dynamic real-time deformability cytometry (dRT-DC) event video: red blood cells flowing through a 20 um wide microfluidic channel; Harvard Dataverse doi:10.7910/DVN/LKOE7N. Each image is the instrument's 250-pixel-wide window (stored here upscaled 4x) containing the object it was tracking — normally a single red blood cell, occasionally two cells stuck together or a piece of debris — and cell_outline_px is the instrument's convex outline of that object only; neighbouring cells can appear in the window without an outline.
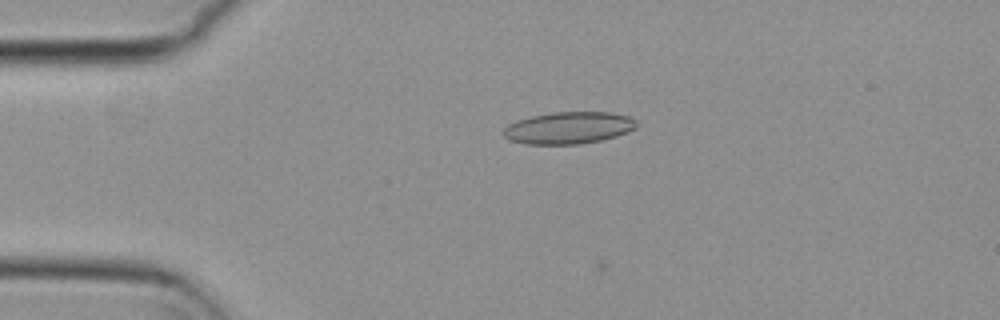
{"species": "common noctule bat (a hibernating species)", "species_latin": "Nyctalus noctula", "temperature_condition": "cold", "stored_images_in_passage": 6, "camera_frame_rate_fps": 3000, "um_per_image_px": 0.085, "animal": {"sex": "female", "body_mass_g": 29.2, "forearm_length_mm": 56.3}, "frame": {"image": 1, "passage_image": 5, "time_ms": 1.333, "image_size_px": [1000, 320], "cell_outline_px": [[636, 128], [628, 132], [616, 136], [600, 140], [580, 144], [524, 144], [508, 140], [504, 136], [504, 128], [508, 124], [516, 120], [532, 116], [552, 112], [612, 112], [628, 116], [636, 120]], "centroid_in_image_um": [48.32, 10.86], "position_along_channel_um": 36.7, "area_um2": 24.91}}